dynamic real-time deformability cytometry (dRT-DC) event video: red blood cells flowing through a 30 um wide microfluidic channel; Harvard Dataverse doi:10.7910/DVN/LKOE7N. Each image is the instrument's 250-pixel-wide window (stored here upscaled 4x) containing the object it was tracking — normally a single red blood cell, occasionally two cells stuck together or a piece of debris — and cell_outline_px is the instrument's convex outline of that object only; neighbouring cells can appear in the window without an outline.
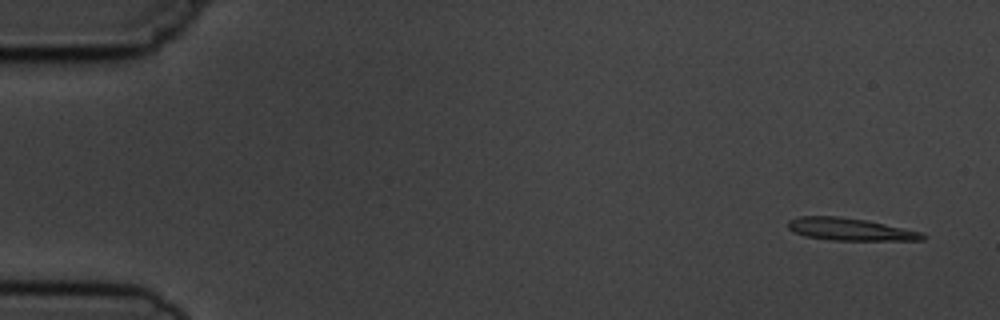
{"species": "common noctule bat (a hibernating species)", "species_latin": "Nyctalus noctula", "temperature_condition": "cold", "stored_images_in_passage": 6, "camera_frame_rate_fps": 3000, "um_per_image_px": 0.085, "animal": {"sex": "male", "body_mass_g": 19.5, "forearm_length_mm": 54.6}, "frame": {"image": 1, "passage_image": 1, "time_ms": 0.0, "image_size_px": [1000, 320], "cell_outline_px": [[928, 236], [924, 240], [832, 240], [804, 236], [788, 228], [788, 220], [800, 216], [840, 216], [864, 220], [924, 232]], "centroid_in_image_um": [72.29, 19.49], "position_along_channel_um": 12.7, "area_um2": 17.51}}
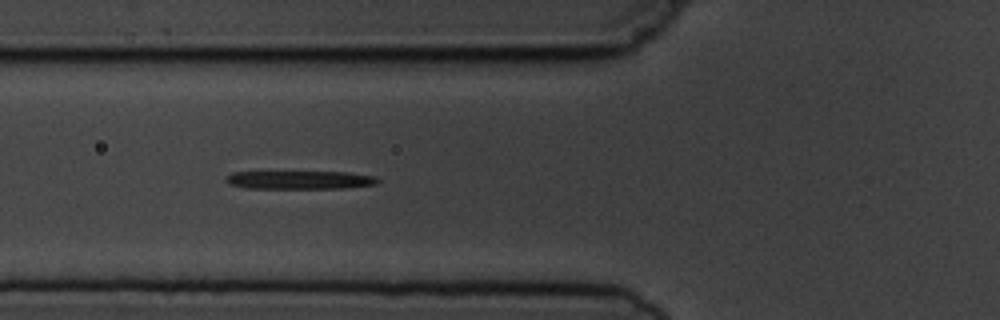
{"frame": {"image": 2, "passage_image": 6, "time_ms": 5.667, "image_size_px": [1000, 320], "cell_outline_px": [[380, 180], [376, 184], [344, 188], [244, 188], [232, 184], [228, 180], [228, 176], [232, 172], [348, 172], [376, 176]], "centroid_in_image_um": [25.57, 15.29], "position_along_channel_um": 100.2, "area_um2": 15.95}}